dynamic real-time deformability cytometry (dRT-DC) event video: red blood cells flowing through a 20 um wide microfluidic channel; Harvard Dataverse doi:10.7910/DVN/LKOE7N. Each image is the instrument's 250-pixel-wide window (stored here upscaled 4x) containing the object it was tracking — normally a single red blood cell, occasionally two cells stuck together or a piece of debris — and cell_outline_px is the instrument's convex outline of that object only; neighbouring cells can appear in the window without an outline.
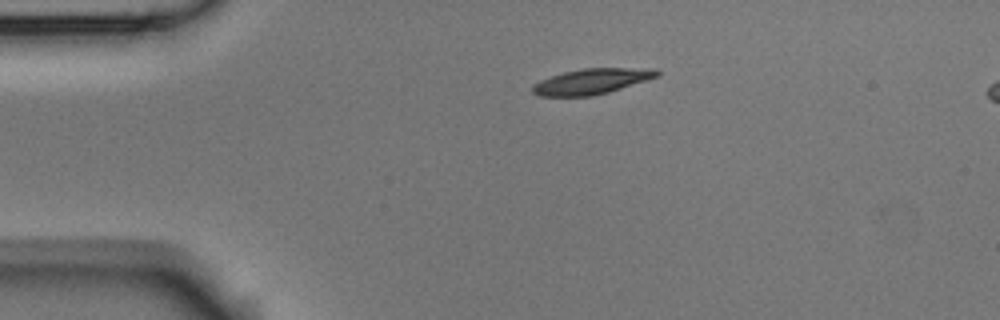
{"species": "Egyptian fruit bat (a non-hibernating species)", "species_latin": "Rousettus aegyptiacus", "temperature_condition": "room temperature", "stored_images_in_passage": 3, "segment_of_instrument_passage": [1, 2], "camera_frame_rate_fps": 3000, "um_per_image_px": 0.085, "animal": {"sex": "male"}, "frame": {"image": 1, "passage_image": 1, "time_ms": 0.0, "image_size_px": [1000, 320], "cell_outline_px": [[660, 76], [608, 92], [592, 96], [540, 96], [532, 92], [532, 88], [540, 80], [564, 72], [584, 68], [656, 68], [660, 72]], "centroid_in_image_um": [50.34, 6.91], "position_along_channel_um": 34.7, "area_um2": 18.38}}